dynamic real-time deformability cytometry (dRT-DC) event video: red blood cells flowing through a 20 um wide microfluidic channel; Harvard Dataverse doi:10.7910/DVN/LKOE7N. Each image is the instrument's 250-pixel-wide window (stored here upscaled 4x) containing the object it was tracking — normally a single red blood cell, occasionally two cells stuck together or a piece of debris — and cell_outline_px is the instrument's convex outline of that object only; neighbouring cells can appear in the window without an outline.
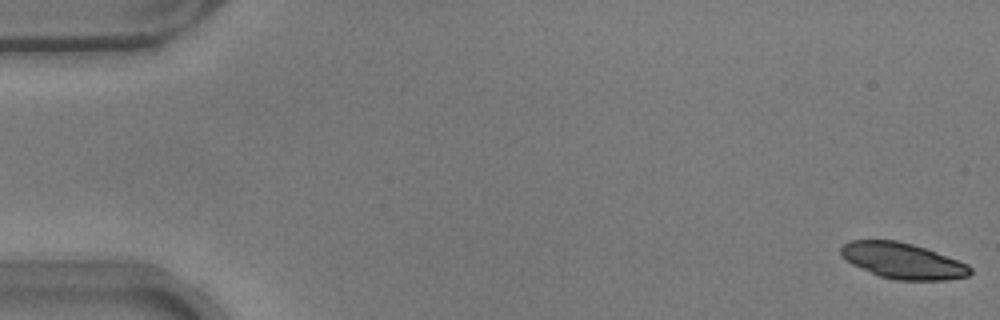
{"species": "common noctule bat (a hibernating species)", "species_latin": "Nyctalus noctula", "temperature_condition": "warm", "stored_images_in_passage": 13, "camera_frame_rate_fps": 3000, "um_per_image_px": 0.085, "animal": {"sex": "male", "body_mass_g": 17.9}, "frame": {"image": 1, "passage_image": 1, "time_ms": 0.0, "image_size_px": [1000, 320], "cell_outline_px": [[972, 272], [968, 276], [944, 280], [896, 280], [880, 276], [852, 264], [840, 252], [840, 248], [844, 244], [852, 240], [896, 240], [912, 244], [936, 252], [968, 264], [972, 268]], "centroid_in_image_um": [76.76, 22.17], "position_along_channel_um": 8.2, "area_um2": 26.65}}